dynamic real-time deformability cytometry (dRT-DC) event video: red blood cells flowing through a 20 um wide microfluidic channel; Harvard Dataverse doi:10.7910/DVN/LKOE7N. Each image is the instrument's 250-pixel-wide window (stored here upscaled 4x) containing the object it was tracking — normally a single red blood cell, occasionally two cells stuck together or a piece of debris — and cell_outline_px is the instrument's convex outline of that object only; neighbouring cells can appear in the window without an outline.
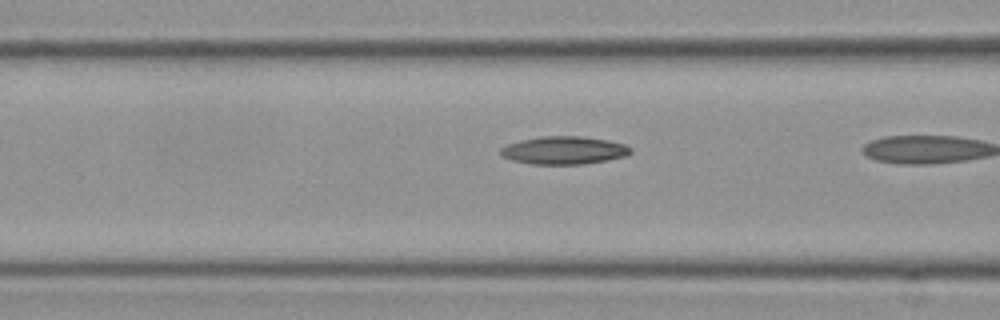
{"species": "Egyptian fruit bat (a non-hibernating species)", "species_latin": "Rousettus aegyptiacus", "temperature_condition": "cold", "stored_images_in_passage": 8, "camera_frame_rate_fps": 3000, "um_per_image_px": 0.085, "frame": {"image": 1, "passage_image": 7, "time_ms": 2.0, "image_size_px": [1000, 320], "cell_outline_px": [[632, 152], [624, 156], [608, 160], [584, 164], [532, 164], [512, 160], [504, 156], [500, 152], [500, 148], [508, 144], [520, 140], [540, 136], [580, 136], [608, 140], [624, 144], [632, 148]], "centroid_in_image_um": [47.95, 12.77], "position_along_channel_um": 118.7, "area_um2": 21.1}}